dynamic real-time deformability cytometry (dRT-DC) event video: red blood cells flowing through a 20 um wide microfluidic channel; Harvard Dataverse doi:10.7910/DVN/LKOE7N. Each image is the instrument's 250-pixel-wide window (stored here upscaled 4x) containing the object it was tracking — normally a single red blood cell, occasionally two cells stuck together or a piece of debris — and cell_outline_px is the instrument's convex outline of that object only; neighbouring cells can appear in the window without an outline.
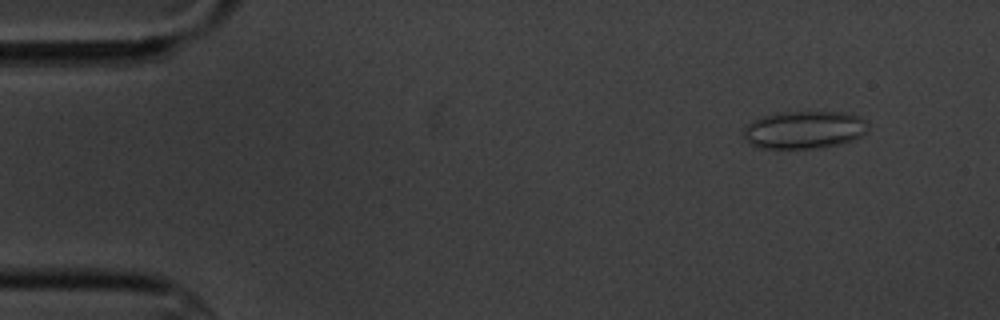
{"species": "common noctule bat (a hibernating species)", "species_latin": "Nyctalus noctula", "temperature_condition": "cold", "stored_images_in_passage": 5, "camera_frame_rate_fps": 3000, "um_per_image_px": 0.085, "animal": {"sex": "male", "body_mass_g": 20.1, "forearm_length_mm": 53.5}, "frame": {"image": 1, "passage_image": 2, "time_ms": 1.0, "image_size_px": [1000, 320], "cell_outline_px": [[868, 132], [852, 140], [840, 144], [820, 148], [756, 148], [748, 144], [744, 140], [744, 128], [752, 120], [764, 116], [780, 112], [848, 112], [860, 116], [868, 124]], "centroid_in_image_um": [68.36, 11.04], "position_along_channel_um": 16.6, "area_um2": 27.69}}
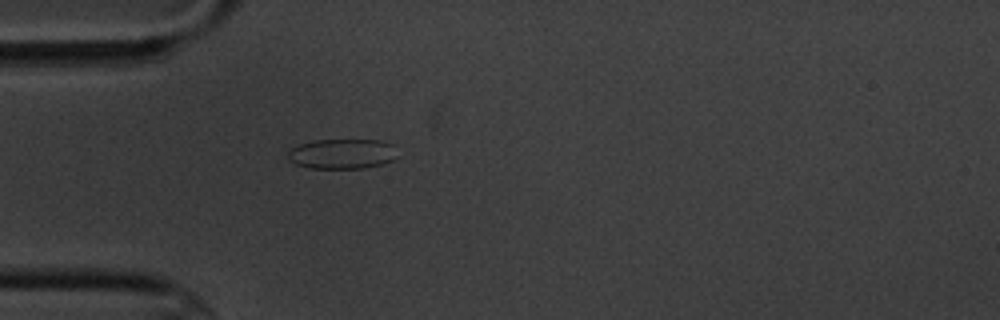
{"frame": {"image": 2, "passage_image": 5, "time_ms": 4.667, "image_size_px": [1000, 320], "cell_outline_px": [[396, 156], [392, 160], [384, 164], [364, 168], [308, 168], [296, 164], [288, 160], [288, 152], [292, 148], [300, 144], [312, 140], [380, 140], [392, 144]], "centroid_in_image_um": [29.06, 13.08], "position_along_channel_um": 55.9, "area_um2": 19.13}}